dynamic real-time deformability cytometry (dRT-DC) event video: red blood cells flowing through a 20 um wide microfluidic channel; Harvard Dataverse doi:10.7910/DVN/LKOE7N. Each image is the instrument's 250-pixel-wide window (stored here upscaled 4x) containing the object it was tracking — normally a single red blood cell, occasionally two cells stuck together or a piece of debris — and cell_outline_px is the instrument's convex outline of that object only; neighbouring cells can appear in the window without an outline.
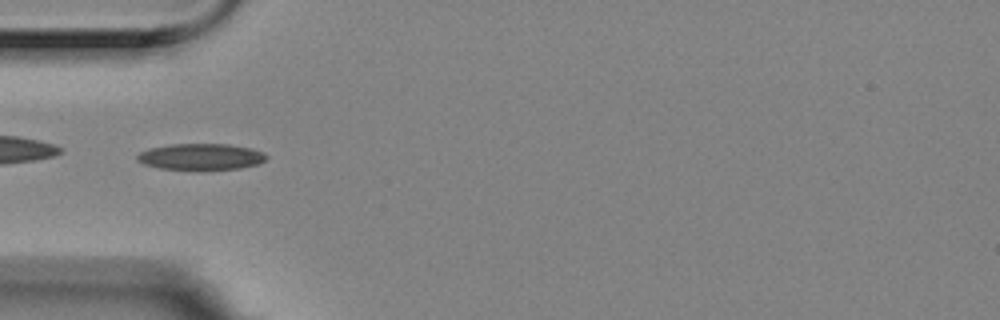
{"species": "Egyptian fruit bat (a non-hibernating species)", "species_latin": "Rousettus aegyptiacus", "temperature_condition": "room temperature", "stored_images_in_passage": 10, "camera_frame_rate_fps": 3000, "um_per_image_px": 0.085, "animal": {"sex": "female"}, "frame": {"image": 1, "passage_image": 6, "time_ms": 1.667, "image_size_px": [1000, 320], "cell_outline_px": [[268, 156], [264, 160], [256, 164], [240, 168], [196, 172], [160, 168], [144, 164], [136, 160], [136, 156], [140, 152], [148, 148], [172, 144], [228, 144], [252, 148], [264, 152]], "centroid_in_image_um": [17.05, 13.35], "position_along_channel_um": 67.9, "area_um2": 20.46}}
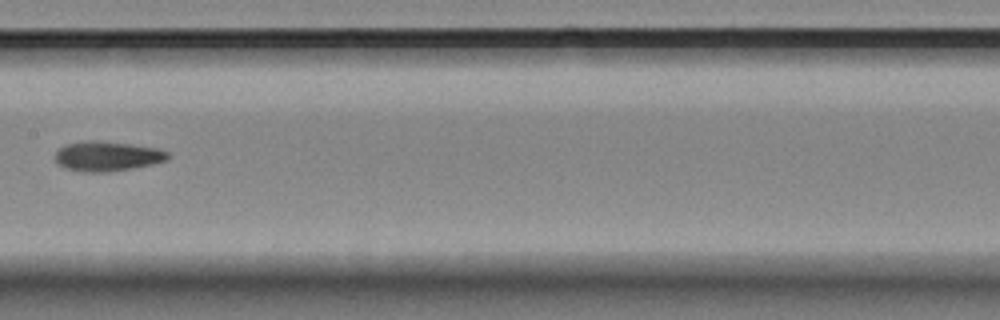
{"frame": {"image": 2, "passage_image": 9, "time_ms": 2.667, "image_size_px": [1000, 320], "cell_outline_px": [[168, 160], [152, 164], [132, 168], [108, 172], [84, 172], [68, 168], [60, 164], [56, 160], [56, 152], [60, 148], [68, 144], [92, 140], [96, 140], [132, 144], [160, 148], [168, 152]], "centroid_in_image_um": [9.18, 13.27], "position_along_channel_um": 198.2, "area_um2": 19.36}}
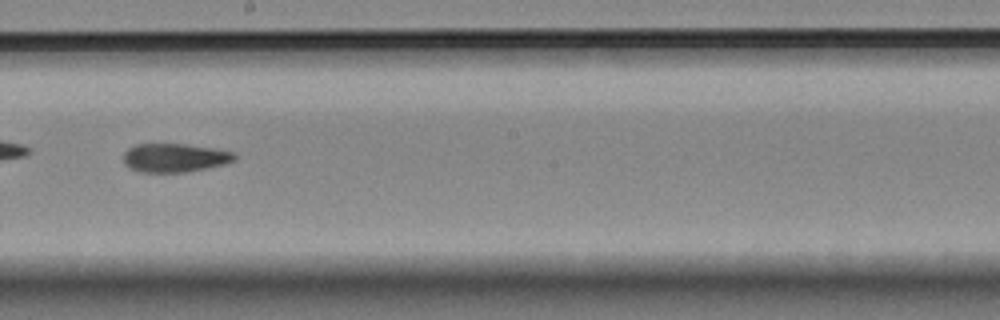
{"frame": {"image": 3, "passage_image": 10, "time_ms": 3.0, "image_size_px": [1000, 320], "cell_outline_px": [[236, 160], [224, 164], [184, 172], [140, 172], [128, 168], [124, 164], [124, 152], [128, 148], [136, 144], [184, 144], [212, 148], [232, 152], [236, 156]], "centroid_in_image_um": [14.8, 13.41], "position_along_channel_um": 233.4, "area_um2": 18.44}}